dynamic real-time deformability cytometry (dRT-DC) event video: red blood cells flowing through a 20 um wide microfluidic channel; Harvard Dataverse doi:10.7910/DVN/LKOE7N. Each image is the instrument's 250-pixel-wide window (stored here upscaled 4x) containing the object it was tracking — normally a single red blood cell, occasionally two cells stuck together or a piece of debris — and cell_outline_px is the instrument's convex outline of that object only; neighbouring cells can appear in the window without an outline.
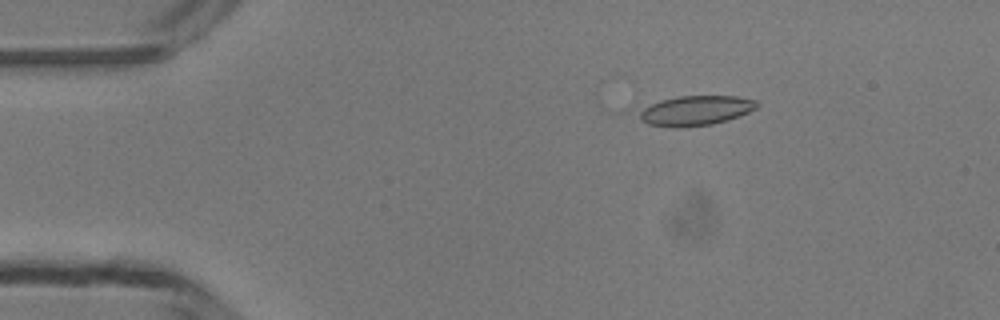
{"species": "common noctule bat (a hibernating species)", "species_latin": "Nyctalus noctula", "temperature_condition": "room temperature", "stored_images_in_passage": 4, "camera_frame_rate_fps": 3000, "um_per_image_px": 0.085, "animal": {"sex": "male", "body_mass_g": 13.3}, "frame": {"image": 1, "passage_image": 2, "time_ms": 0.333, "image_size_px": [1000, 320], "cell_outline_px": [[760, 104], [756, 108], [748, 112], [728, 120], [712, 124], [680, 128], [672, 128], [648, 124], [640, 120], [632, 112], [660, 100], [680, 96], [736, 96], [756, 100]], "centroid_in_image_um": [59.04, 9.41], "position_along_channel_um": 26.0, "area_um2": 20.87}}